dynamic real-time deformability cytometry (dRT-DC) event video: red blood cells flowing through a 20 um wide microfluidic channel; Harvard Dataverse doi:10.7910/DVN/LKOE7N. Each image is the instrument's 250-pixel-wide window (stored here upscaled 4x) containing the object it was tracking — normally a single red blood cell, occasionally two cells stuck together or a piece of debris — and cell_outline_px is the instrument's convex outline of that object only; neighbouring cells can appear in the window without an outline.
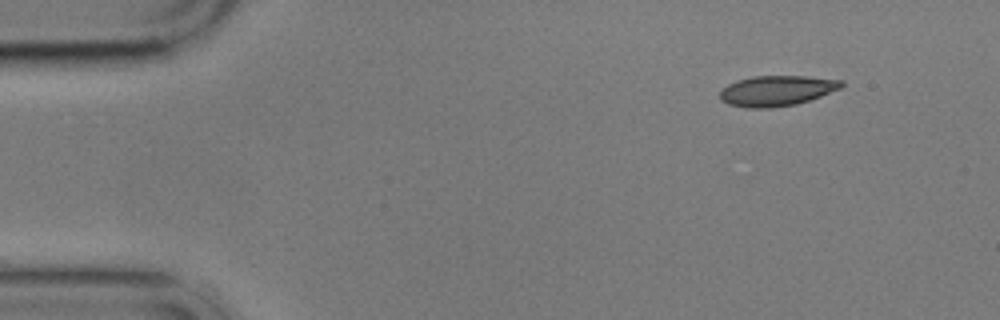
{"species": "common noctule bat (a hibernating species)", "species_latin": "Nyctalus noctula", "temperature_condition": "cold", "stored_images_in_passage": 4, "camera_frame_rate_fps": 3000, "um_per_image_px": 0.085, "animal": {"sex": "male", "body_mass_g": 17.9}, "frame": {"image": 1, "passage_image": 1, "time_ms": 0.0, "image_size_px": [1000, 320], "cell_outline_px": [[844, 84], [840, 88], [820, 96], [796, 104], [772, 108], [748, 108], [728, 104], [720, 100], [720, 92], [728, 84], [736, 80], [752, 76], [804, 76], [844, 80]], "centroid_in_image_um": [66.0, 7.71], "position_along_channel_um": 19.0, "area_um2": 21.5}}
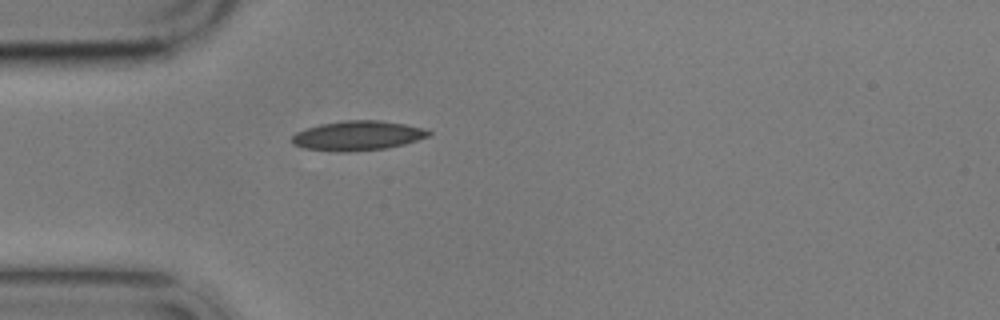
{"frame": {"image": 2, "passage_image": 4, "time_ms": 3.333, "image_size_px": [1000, 320], "cell_outline_px": [[432, 132], [428, 136], [404, 144], [388, 148], [348, 152], [336, 152], [304, 148], [292, 144], [292, 136], [296, 132], [320, 124], [344, 120], [380, 120], [404, 124], [424, 128]], "centroid_in_image_um": [30.39, 11.53], "position_along_channel_um": 54.6, "area_um2": 23.58}}